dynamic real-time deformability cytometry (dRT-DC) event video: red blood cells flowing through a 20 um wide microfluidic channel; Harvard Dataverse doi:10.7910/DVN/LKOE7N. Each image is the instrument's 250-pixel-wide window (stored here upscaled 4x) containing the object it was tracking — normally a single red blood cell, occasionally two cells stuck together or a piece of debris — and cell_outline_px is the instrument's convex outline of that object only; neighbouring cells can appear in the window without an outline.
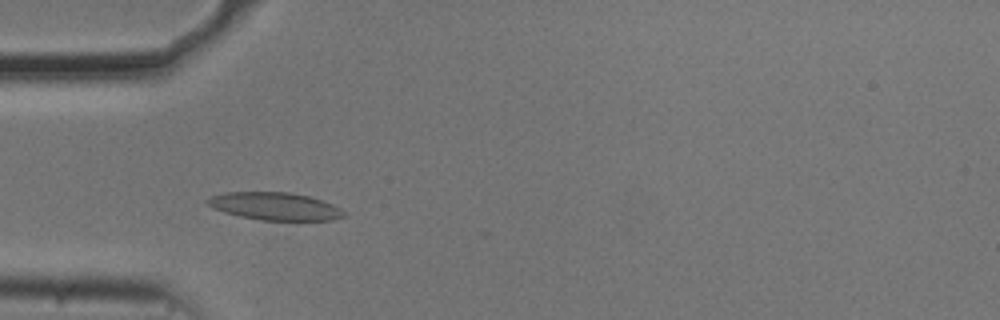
{"species": "common noctule bat (a hibernating species)", "species_latin": "Nyctalus noctula", "temperature_condition": "cold", "stored_images_in_passage": 54, "camera_frame_rate_fps": 3000, "um_per_image_px": 0.085, "animal": {"sex": "male", "body_mass_g": 20.5, "forearm_length_mm": 52.5}, "frame": {"image": 1, "passage_image": 15, "time_ms": 4.667, "image_size_px": [1000, 320], "cell_outline_px": [[344, 216], [332, 220], [260, 220], [240, 216], [224, 212], [208, 204], [204, 200], [212, 196], [224, 192], [288, 192], [308, 196], [332, 204], [340, 208], [344, 212]], "centroid_in_image_um": [23.35, 17.53], "position_along_channel_um": 61.6, "area_um2": 21.73}}
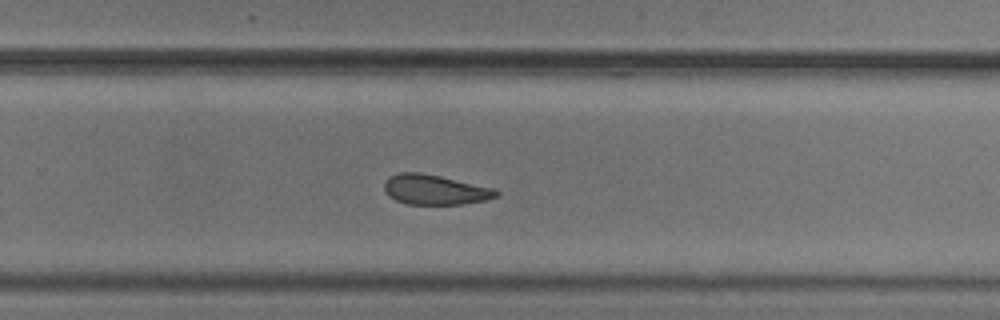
{"frame": {"image": 2, "passage_image": 34, "time_ms": 11.0, "image_size_px": [1000, 320], "cell_outline_px": [[500, 192], [496, 196], [484, 200], [464, 204], [408, 204], [396, 200], [388, 196], [384, 188], [384, 184], [388, 176], [400, 172], [420, 172], [440, 176], [492, 188]], "centroid_in_image_um": [36.91, 16.12], "position_along_channel_um": 292.9, "area_um2": 19.36}}
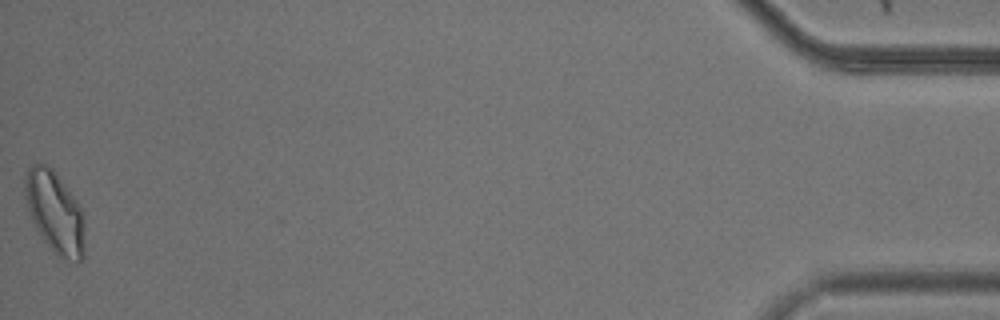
{"frame": {"image": 3, "passage_image": 53, "time_ms": 17.333, "image_size_px": [1000, 320], "cell_outline_px": [[84, 256], [76, 264], [60, 260], [56, 256], [44, 240], [36, 228], [32, 220], [24, 196], [24, 176], [28, 168], [32, 164], [48, 164], [52, 168], [76, 200], [84, 216]], "centroid_in_image_um": [4.67, 18.09], "position_along_channel_um": 430.5, "area_um2": 28.84}, "authors_computed_cell_mechanics": {"area_um2": 21.0103, "velocity_mm_per_s": 3.6797, "shape_relaxation_time_tau1_ms": 2.4779, "shape_relaxation_time_tau2_ms": 3.9606, "deformation_change_tau1": 0.1071, "deformation_change_tau2": 0.1052}}